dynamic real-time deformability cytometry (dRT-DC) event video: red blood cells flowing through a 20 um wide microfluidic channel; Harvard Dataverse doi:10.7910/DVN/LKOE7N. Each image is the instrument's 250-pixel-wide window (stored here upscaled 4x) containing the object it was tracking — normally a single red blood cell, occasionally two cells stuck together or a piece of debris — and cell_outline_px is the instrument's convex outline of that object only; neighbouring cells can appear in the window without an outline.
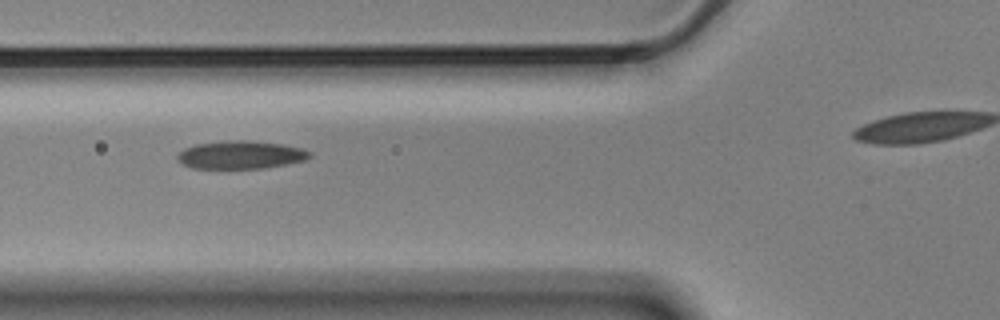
{"species": "Egyptian fruit bat (a non-hibernating species)", "species_latin": "Rousettus aegyptiacus", "temperature_condition": "cold", "stored_images_in_passage": 5, "segment_of_instrument_passage": [1, 2], "camera_frame_rate_fps": 3000, "um_per_image_px": 0.085, "animal": {"sex": "male"}, "frame": {"image": 1, "passage_image": 3, "time_ms": 0.667, "image_size_px": [1000, 320], "cell_outline_px": [[312, 156], [304, 160], [264, 168], [192, 168], [184, 164], [176, 156], [184, 148], [196, 144], [236, 140], [244, 140], [284, 144], [304, 148]], "centroid_in_image_um": [20.48, 13.16], "position_along_channel_um": 105.3, "area_um2": 21.27}}
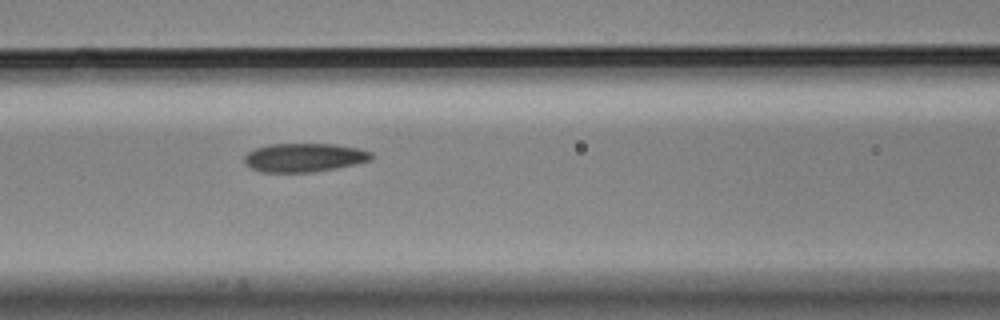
{"frame": {"image": 2, "passage_image": 4, "time_ms": 1.0, "image_size_px": [1000, 320], "cell_outline_px": [[372, 160], [336, 168], [312, 172], [260, 172], [252, 168], [244, 160], [244, 156], [248, 152], [256, 148], [268, 144], [332, 144], [356, 148], [372, 152]], "centroid_in_image_um": [25.85, 13.39], "position_along_channel_um": 140.8, "area_um2": 21.04}}